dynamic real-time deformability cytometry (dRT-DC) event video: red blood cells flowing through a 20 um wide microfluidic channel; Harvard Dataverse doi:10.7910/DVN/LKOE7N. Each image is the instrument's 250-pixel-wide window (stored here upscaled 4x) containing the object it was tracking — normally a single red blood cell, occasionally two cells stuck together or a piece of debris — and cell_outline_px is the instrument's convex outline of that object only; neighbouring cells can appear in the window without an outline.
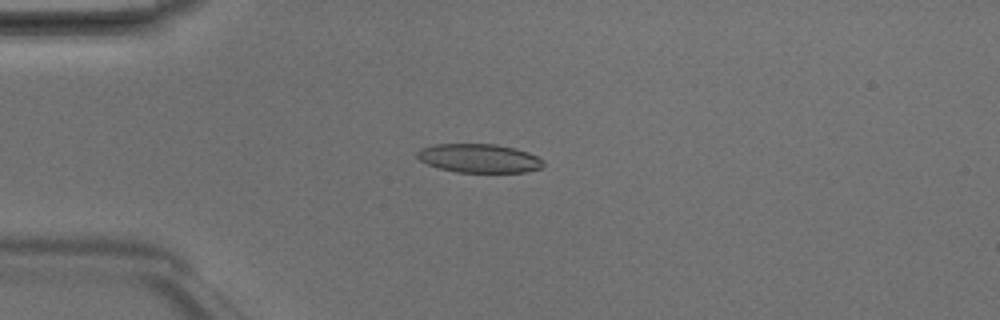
{"species": "Egyptian fruit bat (a non-hibernating species)", "species_latin": "Rousettus aegyptiacus", "temperature_condition": "room temperature", "stored_images_in_passage": 48, "camera_frame_rate_fps": 3000, "um_per_image_px": 0.085, "animal": {"sex": "male"}, "frame": {"image": 1, "passage_image": 12, "time_ms": 3.667, "image_size_px": [1000, 320], "cell_outline_px": [[544, 164], [540, 168], [524, 172], [456, 172], [440, 168], [428, 164], [420, 160], [416, 156], [416, 152], [420, 148], [436, 144], [496, 144], [516, 148], [528, 152], [544, 160]], "centroid_in_image_um": [40.72, 13.44], "position_along_channel_um": 44.3, "area_um2": 21.15}}
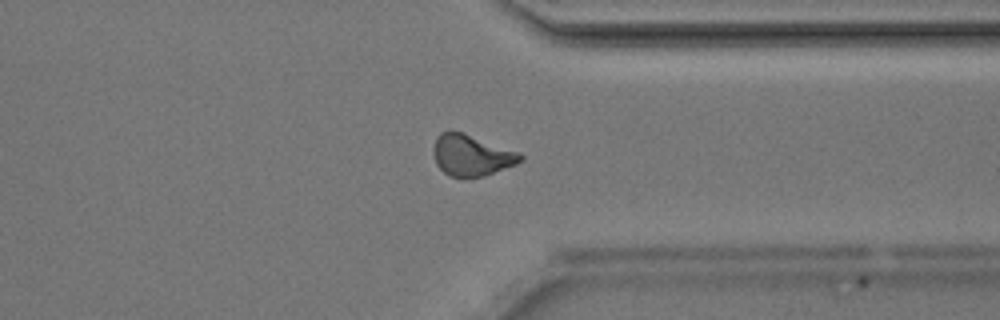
{"frame": {"image": 2, "passage_image": 37, "time_ms": 12.0, "image_size_px": [1000, 320], "cell_outline_px": [[524, 160], [516, 164], [484, 176], [452, 176], [444, 172], [436, 164], [432, 152], [432, 148], [436, 136], [440, 132], [448, 128], [464, 132], [520, 152], [524, 156]], "centroid_in_image_um": [40.05, 13.14], "position_along_channel_um": 371.3, "area_um2": 21.27}}
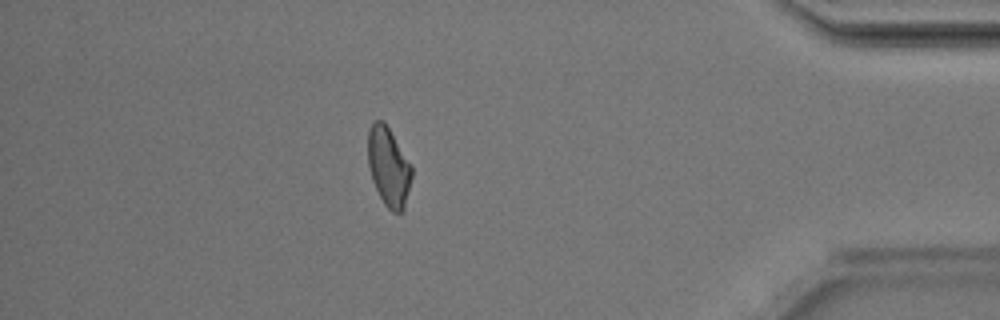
{"frame": {"image": 3, "passage_image": 42, "time_ms": 13.667, "image_size_px": [1000, 320], "cell_outline_px": [[412, 176], [404, 208], [400, 212], [392, 212], [384, 204], [372, 180], [368, 164], [368, 128], [376, 120], [384, 120], [412, 168]], "centroid_in_image_um": [33.01, 14.17], "position_along_channel_um": 402.2, "area_um2": 19.83}, "authors_computed_cell_mechanics": {"area_um2": 21.1837, "velocity_mm_per_s": 4.1997, "shape_relaxation_time_tau1_ms": 3.8905, "shape_relaxation_time_tau2_ms": 3.4519, "deformation_change_tau1": 0.1192, "deformation_change_tau2": 0.0951}}